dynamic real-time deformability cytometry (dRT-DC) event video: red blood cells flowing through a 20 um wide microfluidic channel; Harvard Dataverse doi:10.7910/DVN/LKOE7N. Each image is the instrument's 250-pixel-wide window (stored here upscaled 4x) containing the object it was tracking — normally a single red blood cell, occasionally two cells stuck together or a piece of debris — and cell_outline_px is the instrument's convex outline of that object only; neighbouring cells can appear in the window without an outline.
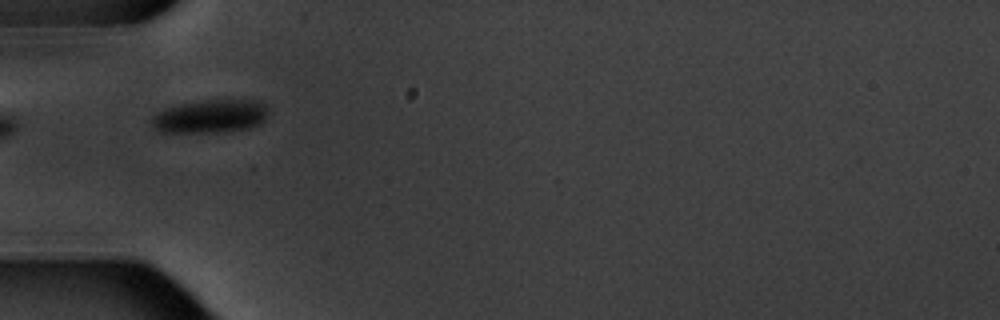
{"species": "common noctule bat (a hibernating species)", "species_latin": "Nyctalus noctula", "temperature_condition": "warm", "stored_images_in_passage": 4, "camera_frame_rate_fps": 3000, "um_per_image_px": 0.085, "animal": {"sex": "male", "body_mass_g": 20.1, "forearm_length_mm": 53.5}, "frame": {"image": 1, "passage_image": 4, "time_ms": 3.333, "image_size_px": [1000, 320], "cell_outline_px": [[268, 116], [260, 124], [248, 128], [220, 132], [160, 132], [152, 124], [152, 116], [156, 112], [180, 104], [204, 100], [260, 100], [264, 104], [268, 112]], "centroid_in_image_um": [17.91, 9.88], "position_along_channel_um": 67.1, "area_um2": 22.54}}